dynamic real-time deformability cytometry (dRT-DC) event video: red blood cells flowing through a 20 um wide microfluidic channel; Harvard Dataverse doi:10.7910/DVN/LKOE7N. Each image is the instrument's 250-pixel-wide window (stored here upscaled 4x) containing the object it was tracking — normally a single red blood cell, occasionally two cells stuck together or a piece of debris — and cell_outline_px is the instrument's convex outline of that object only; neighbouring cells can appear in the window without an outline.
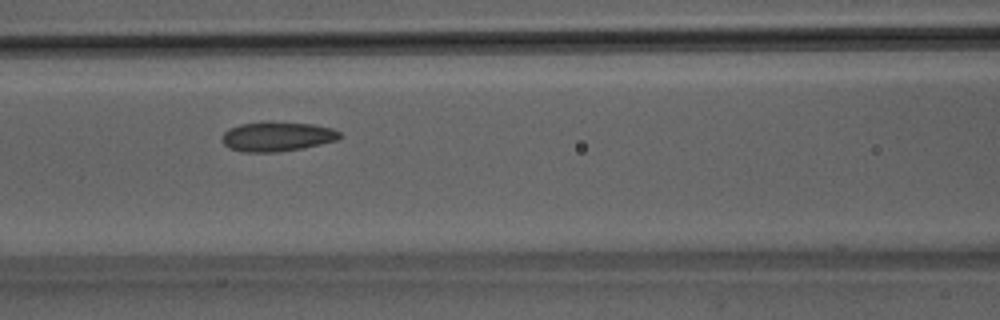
{"species": "Egyptian fruit bat (a non-hibernating species)", "species_latin": "Rousettus aegyptiacus", "temperature_condition": "room temperature", "stored_images_in_passage": 18, "camera_frame_rate_fps": 3000, "um_per_image_px": 0.085, "animal": {"sex": "male"}, "frame": {"image": 1, "passage_image": 7, "time_ms": 2.0, "image_size_px": [1000, 320], "cell_outline_px": [[344, 136], [336, 140], [320, 144], [300, 148], [276, 152], [240, 152], [228, 148], [220, 140], [224, 132], [228, 128], [240, 124], [260, 120], [268, 120], [312, 124], [332, 128], [340, 132]], "centroid_in_image_um": [23.5, 11.58], "position_along_channel_um": 143.1, "area_um2": 20.81}}